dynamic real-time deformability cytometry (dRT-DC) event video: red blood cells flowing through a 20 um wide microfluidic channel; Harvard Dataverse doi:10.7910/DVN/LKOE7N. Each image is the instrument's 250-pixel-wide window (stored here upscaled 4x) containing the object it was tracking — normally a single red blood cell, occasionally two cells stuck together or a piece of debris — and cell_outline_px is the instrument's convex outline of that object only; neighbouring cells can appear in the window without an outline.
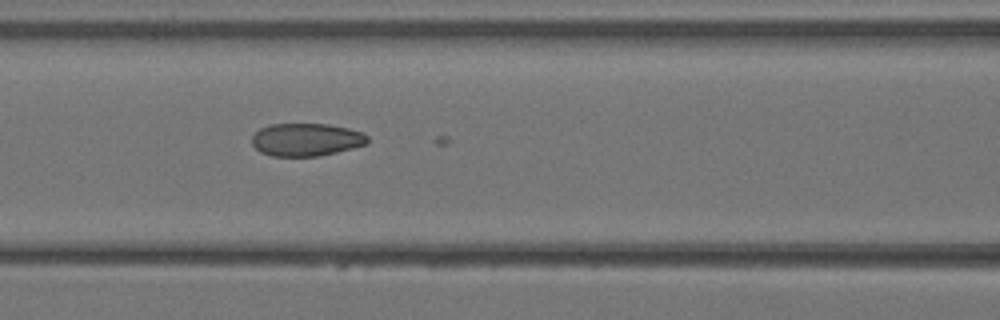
{"species": "Egyptian fruit bat (a non-hibernating species)", "species_latin": "Rousettus aegyptiacus", "temperature_condition": "warm", "stored_images_in_passage": 21, "camera_frame_rate_fps": 3000, "um_per_image_px": 0.085, "animal": {"sex": "female"}, "frame": {"image": 1, "passage_image": 16, "time_ms": 5.0, "image_size_px": [1000, 320], "cell_outline_px": [[368, 144], [320, 156], [272, 156], [260, 152], [252, 144], [252, 136], [260, 128], [268, 124], [328, 124], [348, 128], [364, 132], [368, 136]], "centroid_in_image_um": [26.04, 11.86], "position_along_channel_um": 140.6, "area_um2": 22.25}}